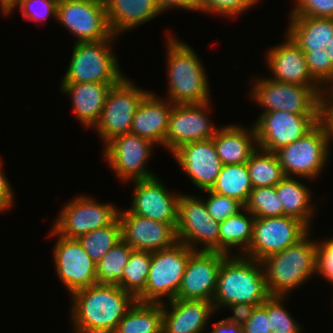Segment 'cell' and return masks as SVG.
I'll use <instances>...</instances> for the list:
<instances>
[{"mask_svg":"<svg viewBox=\"0 0 333 333\" xmlns=\"http://www.w3.org/2000/svg\"><path fill=\"white\" fill-rule=\"evenodd\" d=\"M70 296L72 333H114L137 301L115 284H94Z\"/></svg>","mask_w":333,"mask_h":333,"instance_id":"6da1fadb","label":"cell"},{"mask_svg":"<svg viewBox=\"0 0 333 333\" xmlns=\"http://www.w3.org/2000/svg\"><path fill=\"white\" fill-rule=\"evenodd\" d=\"M166 33L168 99L172 104H199L210 101V84L203 62L181 39Z\"/></svg>","mask_w":333,"mask_h":333,"instance_id":"7a4b0ae2","label":"cell"},{"mask_svg":"<svg viewBox=\"0 0 333 333\" xmlns=\"http://www.w3.org/2000/svg\"><path fill=\"white\" fill-rule=\"evenodd\" d=\"M269 296L262 262L239 254L223 259L212 300L215 312L229 304L260 306Z\"/></svg>","mask_w":333,"mask_h":333,"instance_id":"3957f363","label":"cell"},{"mask_svg":"<svg viewBox=\"0 0 333 333\" xmlns=\"http://www.w3.org/2000/svg\"><path fill=\"white\" fill-rule=\"evenodd\" d=\"M286 33L305 53L311 76L333 93V18L289 15Z\"/></svg>","mask_w":333,"mask_h":333,"instance_id":"277c9868","label":"cell"},{"mask_svg":"<svg viewBox=\"0 0 333 333\" xmlns=\"http://www.w3.org/2000/svg\"><path fill=\"white\" fill-rule=\"evenodd\" d=\"M310 232L296 244L261 261L270 296L289 298V292L316 275L317 241L310 238Z\"/></svg>","mask_w":333,"mask_h":333,"instance_id":"5b68a950","label":"cell"},{"mask_svg":"<svg viewBox=\"0 0 333 333\" xmlns=\"http://www.w3.org/2000/svg\"><path fill=\"white\" fill-rule=\"evenodd\" d=\"M250 99L263 112L287 111L294 114H321V101L329 93L322 86H304L257 77L251 81Z\"/></svg>","mask_w":333,"mask_h":333,"instance_id":"8992f818","label":"cell"},{"mask_svg":"<svg viewBox=\"0 0 333 333\" xmlns=\"http://www.w3.org/2000/svg\"><path fill=\"white\" fill-rule=\"evenodd\" d=\"M113 42L115 39L75 43L61 83H119L125 74L112 49Z\"/></svg>","mask_w":333,"mask_h":333,"instance_id":"52a82bcc","label":"cell"},{"mask_svg":"<svg viewBox=\"0 0 333 333\" xmlns=\"http://www.w3.org/2000/svg\"><path fill=\"white\" fill-rule=\"evenodd\" d=\"M193 252V249L181 242H176L172 247L151 252L147 283L136 300L142 303L162 304L175 299L187 261Z\"/></svg>","mask_w":333,"mask_h":333,"instance_id":"ba28073f","label":"cell"},{"mask_svg":"<svg viewBox=\"0 0 333 333\" xmlns=\"http://www.w3.org/2000/svg\"><path fill=\"white\" fill-rule=\"evenodd\" d=\"M330 146L325 125L319 121L302 138L276 152L285 176L314 180L327 166Z\"/></svg>","mask_w":333,"mask_h":333,"instance_id":"9c48e42d","label":"cell"},{"mask_svg":"<svg viewBox=\"0 0 333 333\" xmlns=\"http://www.w3.org/2000/svg\"><path fill=\"white\" fill-rule=\"evenodd\" d=\"M148 92L126 76L109 89L100 118L94 126L103 141V148L115 136L130 133L135 112Z\"/></svg>","mask_w":333,"mask_h":333,"instance_id":"30bf717a","label":"cell"},{"mask_svg":"<svg viewBox=\"0 0 333 333\" xmlns=\"http://www.w3.org/2000/svg\"><path fill=\"white\" fill-rule=\"evenodd\" d=\"M219 227L220 222L208 213L201 196L181 193L176 227L178 242L194 251L219 252Z\"/></svg>","mask_w":333,"mask_h":333,"instance_id":"8fae6325","label":"cell"},{"mask_svg":"<svg viewBox=\"0 0 333 333\" xmlns=\"http://www.w3.org/2000/svg\"><path fill=\"white\" fill-rule=\"evenodd\" d=\"M64 204L52 229L70 239L111 225L119 216V208L111 203L98 202L86 194L75 196Z\"/></svg>","mask_w":333,"mask_h":333,"instance_id":"7c38bea8","label":"cell"},{"mask_svg":"<svg viewBox=\"0 0 333 333\" xmlns=\"http://www.w3.org/2000/svg\"><path fill=\"white\" fill-rule=\"evenodd\" d=\"M56 20L75 35V43L119 38L109 28L104 0H61Z\"/></svg>","mask_w":333,"mask_h":333,"instance_id":"4fadbf2b","label":"cell"},{"mask_svg":"<svg viewBox=\"0 0 333 333\" xmlns=\"http://www.w3.org/2000/svg\"><path fill=\"white\" fill-rule=\"evenodd\" d=\"M155 146L151 141L130 132L110 140L103 148V155L120 181L150 179L157 176L147 164Z\"/></svg>","mask_w":333,"mask_h":333,"instance_id":"5bb4252c","label":"cell"},{"mask_svg":"<svg viewBox=\"0 0 333 333\" xmlns=\"http://www.w3.org/2000/svg\"><path fill=\"white\" fill-rule=\"evenodd\" d=\"M319 121L320 114L261 112L253 123L258 148L276 153L284 146L302 138Z\"/></svg>","mask_w":333,"mask_h":333,"instance_id":"9a60e30c","label":"cell"},{"mask_svg":"<svg viewBox=\"0 0 333 333\" xmlns=\"http://www.w3.org/2000/svg\"><path fill=\"white\" fill-rule=\"evenodd\" d=\"M309 231L302 221L290 216L255 218L252 241L243 255L261 262L296 244Z\"/></svg>","mask_w":333,"mask_h":333,"instance_id":"2e32d148","label":"cell"},{"mask_svg":"<svg viewBox=\"0 0 333 333\" xmlns=\"http://www.w3.org/2000/svg\"><path fill=\"white\" fill-rule=\"evenodd\" d=\"M48 235L57 237L53 247V260L59 281L69 295L83 288L97 284L96 263L89 257L78 239L57 234L52 228Z\"/></svg>","mask_w":333,"mask_h":333,"instance_id":"e0dca14e","label":"cell"},{"mask_svg":"<svg viewBox=\"0 0 333 333\" xmlns=\"http://www.w3.org/2000/svg\"><path fill=\"white\" fill-rule=\"evenodd\" d=\"M211 101L199 104H174L169 116V128L164 148L172 154L188 142L207 140L214 137L219 129L208 115Z\"/></svg>","mask_w":333,"mask_h":333,"instance_id":"ac0fdd59","label":"cell"},{"mask_svg":"<svg viewBox=\"0 0 333 333\" xmlns=\"http://www.w3.org/2000/svg\"><path fill=\"white\" fill-rule=\"evenodd\" d=\"M134 185L131 207L139 216L170 224L175 230L178 222V201L181 194H172L158 177L130 181Z\"/></svg>","mask_w":333,"mask_h":333,"instance_id":"d6986e66","label":"cell"},{"mask_svg":"<svg viewBox=\"0 0 333 333\" xmlns=\"http://www.w3.org/2000/svg\"><path fill=\"white\" fill-rule=\"evenodd\" d=\"M226 256L221 252L194 251L187 261L175 299L212 302L218 272Z\"/></svg>","mask_w":333,"mask_h":333,"instance_id":"ffe728a7","label":"cell"},{"mask_svg":"<svg viewBox=\"0 0 333 333\" xmlns=\"http://www.w3.org/2000/svg\"><path fill=\"white\" fill-rule=\"evenodd\" d=\"M172 156L200 191L212 188L222 168L212 138L185 143Z\"/></svg>","mask_w":333,"mask_h":333,"instance_id":"44dd1931","label":"cell"},{"mask_svg":"<svg viewBox=\"0 0 333 333\" xmlns=\"http://www.w3.org/2000/svg\"><path fill=\"white\" fill-rule=\"evenodd\" d=\"M122 239L133 249L155 252L172 247L177 241L176 230L170 225L120 209Z\"/></svg>","mask_w":333,"mask_h":333,"instance_id":"7402d4cb","label":"cell"},{"mask_svg":"<svg viewBox=\"0 0 333 333\" xmlns=\"http://www.w3.org/2000/svg\"><path fill=\"white\" fill-rule=\"evenodd\" d=\"M285 40L267 51L266 65L274 81L304 86H321L310 74L305 53L285 33Z\"/></svg>","mask_w":333,"mask_h":333,"instance_id":"603a6c76","label":"cell"},{"mask_svg":"<svg viewBox=\"0 0 333 333\" xmlns=\"http://www.w3.org/2000/svg\"><path fill=\"white\" fill-rule=\"evenodd\" d=\"M162 309V333H204L216 313L212 302L205 300L173 299L163 302Z\"/></svg>","mask_w":333,"mask_h":333,"instance_id":"cb8c5ba5","label":"cell"},{"mask_svg":"<svg viewBox=\"0 0 333 333\" xmlns=\"http://www.w3.org/2000/svg\"><path fill=\"white\" fill-rule=\"evenodd\" d=\"M173 105L168 99L163 100L154 91H149L135 112L130 132L164 147Z\"/></svg>","mask_w":333,"mask_h":333,"instance_id":"d4e9b609","label":"cell"},{"mask_svg":"<svg viewBox=\"0 0 333 333\" xmlns=\"http://www.w3.org/2000/svg\"><path fill=\"white\" fill-rule=\"evenodd\" d=\"M113 35L119 36L150 22L163 13L158 0H104Z\"/></svg>","mask_w":333,"mask_h":333,"instance_id":"484cf974","label":"cell"},{"mask_svg":"<svg viewBox=\"0 0 333 333\" xmlns=\"http://www.w3.org/2000/svg\"><path fill=\"white\" fill-rule=\"evenodd\" d=\"M117 83H61L60 91L70 96L75 118L93 128L100 118L109 89Z\"/></svg>","mask_w":333,"mask_h":333,"instance_id":"4316f807","label":"cell"},{"mask_svg":"<svg viewBox=\"0 0 333 333\" xmlns=\"http://www.w3.org/2000/svg\"><path fill=\"white\" fill-rule=\"evenodd\" d=\"M212 139L222 165L247 163L258 148L253 124L247 129L240 124L229 123L220 127Z\"/></svg>","mask_w":333,"mask_h":333,"instance_id":"83f0119b","label":"cell"},{"mask_svg":"<svg viewBox=\"0 0 333 333\" xmlns=\"http://www.w3.org/2000/svg\"><path fill=\"white\" fill-rule=\"evenodd\" d=\"M298 179L299 177L285 176L275 186L276 193L283 205V216L297 218L312 230L311 220L314 217L316 203L311 202L313 198L311 189Z\"/></svg>","mask_w":333,"mask_h":333,"instance_id":"f1b7e54d","label":"cell"},{"mask_svg":"<svg viewBox=\"0 0 333 333\" xmlns=\"http://www.w3.org/2000/svg\"><path fill=\"white\" fill-rule=\"evenodd\" d=\"M254 220L255 217L243 208L237 214L220 222L219 252L227 255H238V253L243 255L252 241ZM236 247L238 253L232 251V248Z\"/></svg>","mask_w":333,"mask_h":333,"instance_id":"f546056e","label":"cell"},{"mask_svg":"<svg viewBox=\"0 0 333 333\" xmlns=\"http://www.w3.org/2000/svg\"><path fill=\"white\" fill-rule=\"evenodd\" d=\"M161 303L136 301L119 322L114 333H162Z\"/></svg>","mask_w":333,"mask_h":333,"instance_id":"4dcf8cb0","label":"cell"},{"mask_svg":"<svg viewBox=\"0 0 333 333\" xmlns=\"http://www.w3.org/2000/svg\"><path fill=\"white\" fill-rule=\"evenodd\" d=\"M253 186L247 164L222 165L211 191L236 199L243 205L247 202Z\"/></svg>","mask_w":333,"mask_h":333,"instance_id":"1f68e13d","label":"cell"},{"mask_svg":"<svg viewBox=\"0 0 333 333\" xmlns=\"http://www.w3.org/2000/svg\"><path fill=\"white\" fill-rule=\"evenodd\" d=\"M246 164L253 188L276 186L285 177L274 152L257 148Z\"/></svg>","mask_w":333,"mask_h":333,"instance_id":"d6a6232c","label":"cell"},{"mask_svg":"<svg viewBox=\"0 0 333 333\" xmlns=\"http://www.w3.org/2000/svg\"><path fill=\"white\" fill-rule=\"evenodd\" d=\"M150 262V251L132 250L127 264L122 270L123 279L117 285L137 298L145 289Z\"/></svg>","mask_w":333,"mask_h":333,"instance_id":"836d02e7","label":"cell"},{"mask_svg":"<svg viewBox=\"0 0 333 333\" xmlns=\"http://www.w3.org/2000/svg\"><path fill=\"white\" fill-rule=\"evenodd\" d=\"M132 248L121 239L96 263L97 284L117 285L123 279V268L126 266Z\"/></svg>","mask_w":333,"mask_h":333,"instance_id":"e575fe53","label":"cell"},{"mask_svg":"<svg viewBox=\"0 0 333 333\" xmlns=\"http://www.w3.org/2000/svg\"><path fill=\"white\" fill-rule=\"evenodd\" d=\"M121 239V224L118 218L111 225L95 229L78 238L84 250L95 263H98Z\"/></svg>","mask_w":333,"mask_h":333,"instance_id":"d590c367","label":"cell"},{"mask_svg":"<svg viewBox=\"0 0 333 333\" xmlns=\"http://www.w3.org/2000/svg\"><path fill=\"white\" fill-rule=\"evenodd\" d=\"M244 208L255 218L283 216V205L275 186L253 188Z\"/></svg>","mask_w":333,"mask_h":333,"instance_id":"8d00e7d4","label":"cell"},{"mask_svg":"<svg viewBox=\"0 0 333 333\" xmlns=\"http://www.w3.org/2000/svg\"><path fill=\"white\" fill-rule=\"evenodd\" d=\"M287 296L267 298V316L270 319L271 333H301V326L290 315L284 303Z\"/></svg>","mask_w":333,"mask_h":333,"instance_id":"74e56055","label":"cell"},{"mask_svg":"<svg viewBox=\"0 0 333 333\" xmlns=\"http://www.w3.org/2000/svg\"><path fill=\"white\" fill-rule=\"evenodd\" d=\"M260 0H197V12L234 18L255 7Z\"/></svg>","mask_w":333,"mask_h":333,"instance_id":"f35d334b","label":"cell"},{"mask_svg":"<svg viewBox=\"0 0 333 333\" xmlns=\"http://www.w3.org/2000/svg\"><path fill=\"white\" fill-rule=\"evenodd\" d=\"M203 192L209 195L207 200L203 198L206 209L212 218L218 222L224 221L244 208L242 203L231 197L220 195L211 190H204Z\"/></svg>","mask_w":333,"mask_h":333,"instance_id":"ab89813d","label":"cell"},{"mask_svg":"<svg viewBox=\"0 0 333 333\" xmlns=\"http://www.w3.org/2000/svg\"><path fill=\"white\" fill-rule=\"evenodd\" d=\"M21 11L23 20L42 22L51 16L56 20L57 2L53 0H20L15 10Z\"/></svg>","mask_w":333,"mask_h":333,"instance_id":"60d3db41","label":"cell"},{"mask_svg":"<svg viewBox=\"0 0 333 333\" xmlns=\"http://www.w3.org/2000/svg\"><path fill=\"white\" fill-rule=\"evenodd\" d=\"M290 15L333 18V0H295Z\"/></svg>","mask_w":333,"mask_h":333,"instance_id":"b9f144b4","label":"cell"},{"mask_svg":"<svg viewBox=\"0 0 333 333\" xmlns=\"http://www.w3.org/2000/svg\"><path fill=\"white\" fill-rule=\"evenodd\" d=\"M316 275L333 284V237L317 241Z\"/></svg>","mask_w":333,"mask_h":333,"instance_id":"7bdbcfd3","label":"cell"},{"mask_svg":"<svg viewBox=\"0 0 333 333\" xmlns=\"http://www.w3.org/2000/svg\"><path fill=\"white\" fill-rule=\"evenodd\" d=\"M242 333H271L267 299L255 308L249 320L242 326Z\"/></svg>","mask_w":333,"mask_h":333,"instance_id":"ee69618b","label":"cell"},{"mask_svg":"<svg viewBox=\"0 0 333 333\" xmlns=\"http://www.w3.org/2000/svg\"><path fill=\"white\" fill-rule=\"evenodd\" d=\"M258 305L250 303L229 304L225 309L233 311V315L224 318L229 323H234L242 327L251 317L253 311Z\"/></svg>","mask_w":333,"mask_h":333,"instance_id":"f6af8a7d","label":"cell"},{"mask_svg":"<svg viewBox=\"0 0 333 333\" xmlns=\"http://www.w3.org/2000/svg\"><path fill=\"white\" fill-rule=\"evenodd\" d=\"M2 163L0 159V213L10 209L15 202V191L10 185L11 182H9L8 178L5 176V172H3Z\"/></svg>","mask_w":333,"mask_h":333,"instance_id":"bcb514c9","label":"cell"},{"mask_svg":"<svg viewBox=\"0 0 333 333\" xmlns=\"http://www.w3.org/2000/svg\"><path fill=\"white\" fill-rule=\"evenodd\" d=\"M320 121L325 125L329 146L333 143V94L325 95L321 101ZM332 142V143H331Z\"/></svg>","mask_w":333,"mask_h":333,"instance_id":"7dc6e473","label":"cell"},{"mask_svg":"<svg viewBox=\"0 0 333 333\" xmlns=\"http://www.w3.org/2000/svg\"><path fill=\"white\" fill-rule=\"evenodd\" d=\"M158 3L163 12L173 8L197 11V0H158Z\"/></svg>","mask_w":333,"mask_h":333,"instance_id":"c3c4849f","label":"cell"},{"mask_svg":"<svg viewBox=\"0 0 333 333\" xmlns=\"http://www.w3.org/2000/svg\"><path fill=\"white\" fill-rule=\"evenodd\" d=\"M209 333H242V327L227 322L224 318L215 323L214 327L211 328Z\"/></svg>","mask_w":333,"mask_h":333,"instance_id":"681fc988","label":"cell"},{"mask_svg":"<svg viewBox=\"0 0 333 333\" xmlns=\"http://www.w3.org/2000/svg\"><path fill=\"white\" fill-rule=\"evenodd\" d=\"M20 0H0V10L4 16L11 15Z\"/></svg>","mask_w":333,"mask_h":333,"instance_id":"f907efd6","label":"cell"}]
</instances>
